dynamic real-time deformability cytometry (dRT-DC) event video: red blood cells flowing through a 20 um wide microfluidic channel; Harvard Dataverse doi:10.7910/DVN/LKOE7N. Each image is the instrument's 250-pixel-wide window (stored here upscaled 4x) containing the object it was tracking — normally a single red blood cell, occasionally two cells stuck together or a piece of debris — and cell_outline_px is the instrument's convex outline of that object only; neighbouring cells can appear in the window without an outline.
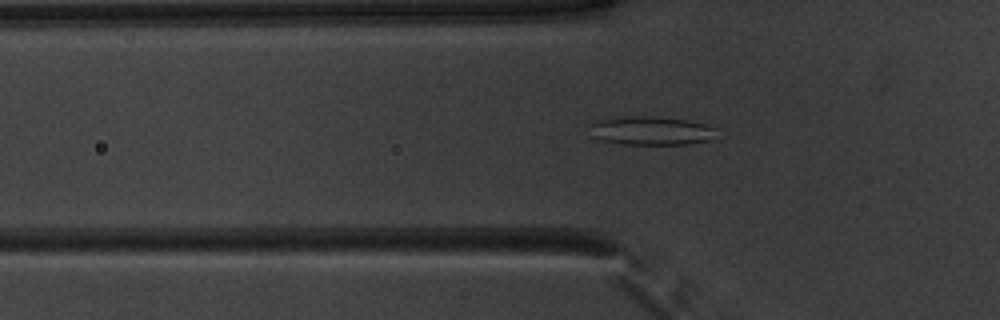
{"species": "common noctule bat (a hibernating species)", "species_latin": "Nyctalus noctula", "temperature_condition": "warm", "stored_images_in_passage": 51, "camera_frame_rate_fps": 3000, "um_per_image_px": 0.085, "animal": {"sex": "male", "body_mass_g": 20.1, "forearm_length_mm": 53.5}, "frame": {"image": 1, "passage_image": 17, "time_ms": 5.333, "image_size_px": [1000, 320], "cell_outline_px": [[716, 128], [708, 140], [688, 144], [624, 144], [604, 140], [592, 136], [588, 124], [604, 116], [644, 116], [688, 120], [704, 124]], "centroid_in_image_um": [55.21, 11.08], "position_along_channel_um": 70.6, "area_um2": 21.15}}
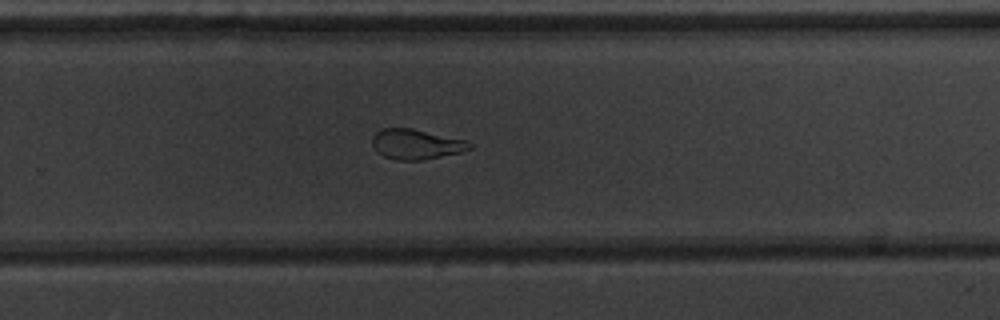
{"frame": {"image": 2, "passage_image": 34, "time_ms": 11.0, "image_size_px": [1000, 320], "cell_outline_px": [[472, 148], [460, 152], [424, 160], [396, 160], [384, 156], [376, 152], [372, 144], [372, 136], [376, 132], [384, 128], [412, 128], [464, 140], [472, 144]], "centroid_in_image_um": [35.33, 12.26], "position_along_channel_um": 294.5, "area_um2": 16.99}}
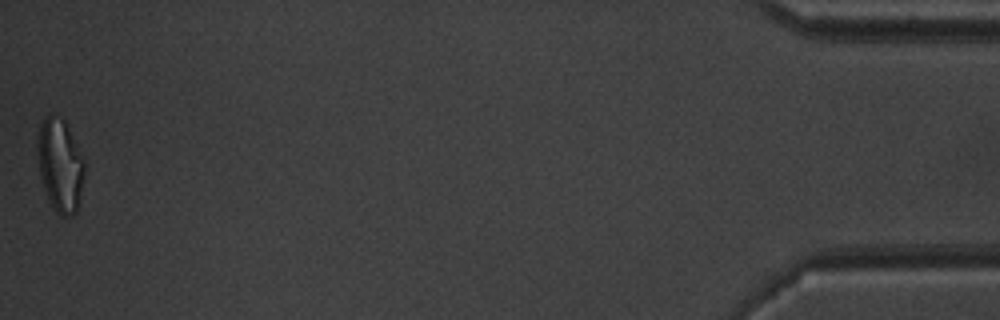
{"frame": {"image": 3, "passage_image": 51, "time_ms": 16.667, "image_size_px": [1000, 320], "cell_outline_px": [[84, 176], [80, 204], [76, 212], [72, 216], [60, 216], [52, 208], [48, 200], [40, 176], [36, 148], [40, 124], [48, 116], [52, 116], [64, 120], [84, 160]], "centroid_in_image_um": [5.11, 14.13], "position_along_channel_um": 430.1, "area_um2": 25.43}, "authors_computed_cell_mechanics": {"area_um2": 21.1548, "velocity_mm_per_s": 3.9535, "shape_relaxation_time_tau1_ms": 6.7472, "shape_relaxation_time_tau2_ms": 1.8499, "deformation_change_tau1": 0.1861, "deformation_change_tau2": 0.0823}}